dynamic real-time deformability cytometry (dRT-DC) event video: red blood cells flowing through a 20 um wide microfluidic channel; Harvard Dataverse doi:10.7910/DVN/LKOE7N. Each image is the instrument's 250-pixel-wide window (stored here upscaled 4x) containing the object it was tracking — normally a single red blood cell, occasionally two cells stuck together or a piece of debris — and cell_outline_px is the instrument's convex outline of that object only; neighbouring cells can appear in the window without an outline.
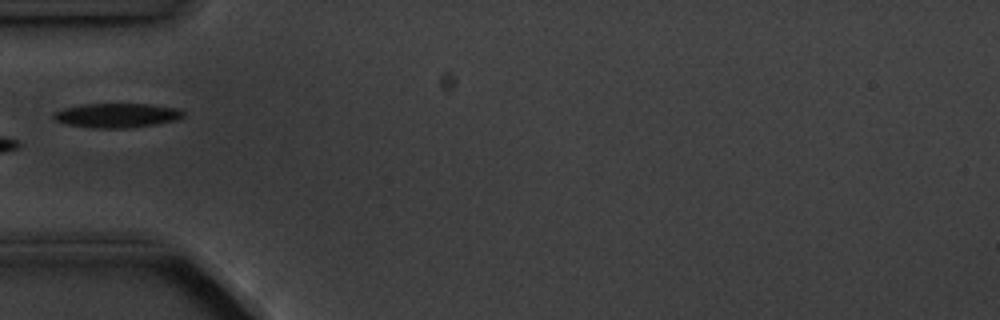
{"species": "common noctule bat (a hibernating species)", "species_latin": "Nyctalus noctula", "temperature_condition": "cold", "stored_images_in_passage": 5, "camera_frame_rate_fps": 3000, "um_per_image_px": 0.085, "animal": {"sex": "male", "body_mass_g": 20.1, "forearm_length_mm": 53.5}, "frame": {"image": 1, "passage_image": 5, "time_ms": 4.333, "image_size_px": [1000, 320], "cell_outline_px": [[184, 116], [176, 120], [156, 124], [132, 128], [88, 128], [64, 124], [56, 120], [52, 116], [52, 112], [64, 108], [80, 104], [152, 104], [180, 108], [184, 112]], "centroid_in_image_um": [9.92, 9.81], "position_along_channel_um": 75.1, "area_um2": 18.79}}